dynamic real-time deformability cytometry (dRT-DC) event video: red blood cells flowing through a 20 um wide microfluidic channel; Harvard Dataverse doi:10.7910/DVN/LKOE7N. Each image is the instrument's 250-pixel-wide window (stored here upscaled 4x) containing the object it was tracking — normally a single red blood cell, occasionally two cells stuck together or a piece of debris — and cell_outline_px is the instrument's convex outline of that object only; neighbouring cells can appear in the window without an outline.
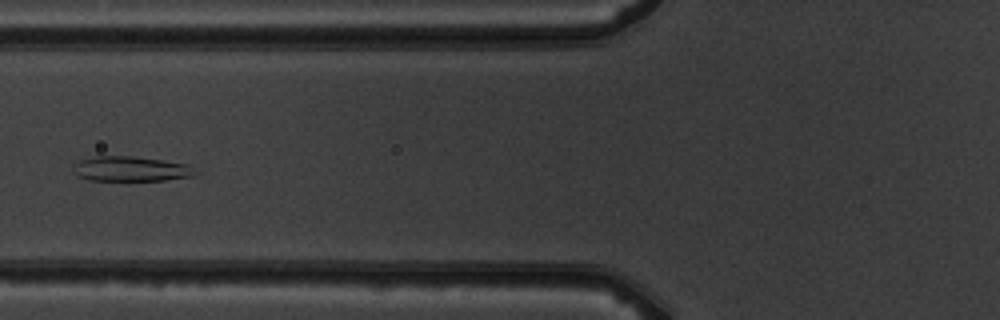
{"species": "common noctule bat (a hibernating species)", "species_latin": "Nyctalus noctula", "temperature_condition": "warm", "stored_images_in_passage": 7, "camera_frame_rate_fps": 3000, "um_per_image_px": 0.085, "animal": {"sex": "male", "body_mass_g": 19.5, "forearm_length_mm": 54.6}, "frame": {"image": 1, "passage_image": 7, "time_ms": 7.0, "image_size_px": [1000, 320], "cell_outline_px": [[200, 172], [192, 176], [164, 180], [88, 180], [76, 176], [72, 164], [80, 160], [96, 156], [132, 156], [188, 164]], "centroid_in_image_um": [11.11, 14.35], "position_along_channel_um": 114.7, "area_um2": 17.74}}